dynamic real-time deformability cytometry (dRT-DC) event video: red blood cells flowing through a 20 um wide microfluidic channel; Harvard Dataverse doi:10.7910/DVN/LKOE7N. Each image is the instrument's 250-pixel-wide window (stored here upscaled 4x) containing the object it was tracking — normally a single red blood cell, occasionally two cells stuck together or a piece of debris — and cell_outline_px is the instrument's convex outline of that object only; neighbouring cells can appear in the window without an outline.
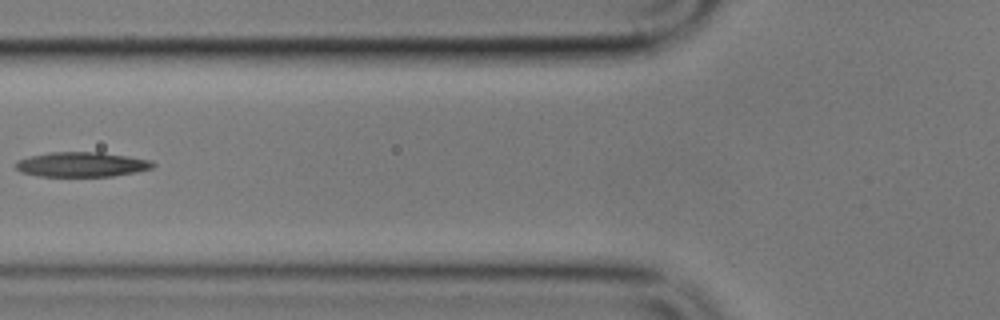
{"species": "common noctule bat (a hibernating species)", "species_latin": "Nyctalus noctula", "temperature_condition": "cold", "stored_images_in_passage": 12, "camera_frame_rate_fps": 3000, "um_per_image_px": 0.085, "animal": {"sex": "male", "body_mass_g": 17.9}, "frame": {"image": 1, "passage_image": 3, "time_ms": 2.333, "image_size_px": [1000, 320], "cell_outline_px": [[156, 164], [152, 168], [136, 172], [112, 176], [36, 176], [20, 172], [16, 168], [16, 164], [20, 160], [28, 156], [48, 152], [100, 152], [128, 156], [152, 160]], "centroid_in_image_um": [6.95, 13.97], "position_along_channel_um": 118.8, "area_um2": 19.88}}
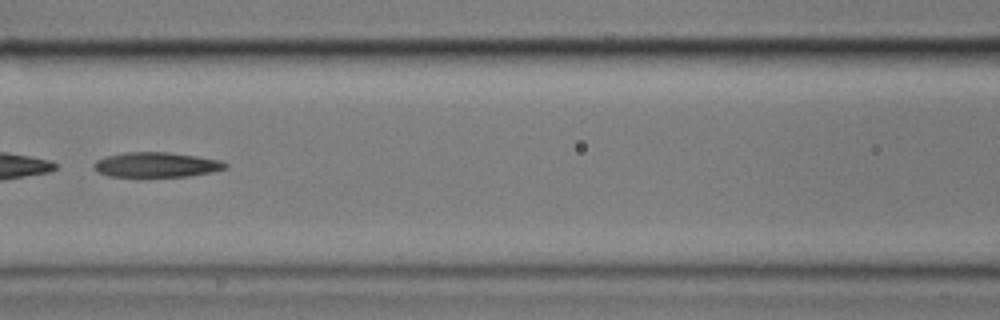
{"frame": {"image": 2, "passage_image": 4, "time_ms": 3.333, "image_size_px": [1000, 320], "cell_outline_px": [[228, 168], [212, 172], [188, 176], [108, 176], [96, 172], [92, 168], [92, 164], [96, 160], [104, 156], [124, 152], [168, 152], [196, 156], [220, 160], [228, 164]], "centroid_in_image_um": [13.24, 14.0], "position_along_channel_um": 153.4, "area_um2": 19.25}}
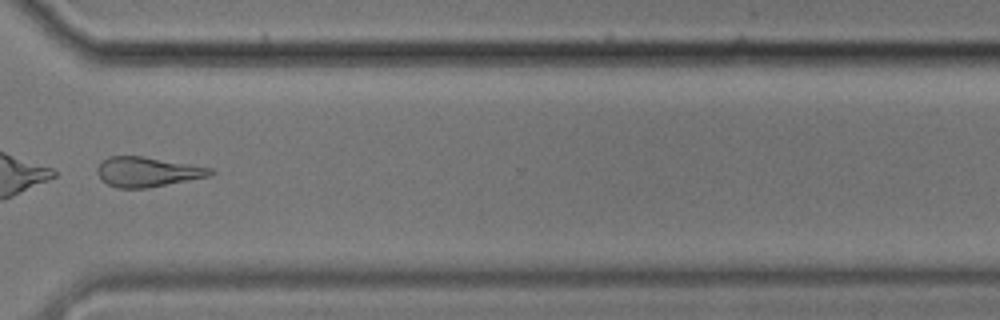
{"frame": {"image": 3, "passage_image": 9, "time_ms": 9.333, "image_size_px": [1000, 320], "cell_outline_px": [[216, 172], [208, 176], [148, 188], [116, 188], [108, 184], [96, 172], [96, 168], [108, 156], [144, 156], [212, 168]], "centroid_in_image_um": [12.53, 14.6], "position_along_channel_um": 358.1, "area_um2": 19.48}}